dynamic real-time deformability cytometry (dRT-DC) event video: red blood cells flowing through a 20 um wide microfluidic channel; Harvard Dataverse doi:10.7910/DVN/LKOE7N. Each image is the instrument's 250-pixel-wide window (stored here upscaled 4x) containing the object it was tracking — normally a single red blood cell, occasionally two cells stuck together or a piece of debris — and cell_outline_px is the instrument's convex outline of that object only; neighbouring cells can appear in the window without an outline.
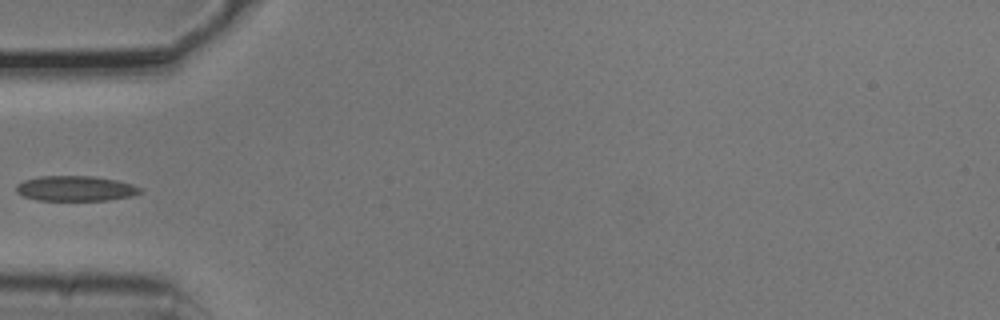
{"species": "common noctule bat (a hibernating species)", "species_latin": "Nyctalus noctula", "temperature_condition": "cold", "stored_images_in_passage": 4, "camera_frame_rate_fps": 3000, "um_per_image_px": 0.085, "animal": {"sex": "male", "body_mass_g": 20.5, "forearm_length_mm": 52.5}, "frame": {"image": 1, "passage_image": 4, "time_ms": 1.0, "image_size_px": [1000, 320], "cell_outline_px": [[144, 192], [132, 196], [108, 200], [36, 200], [24, 196], [16, 192], [16, 184], [24, 180], [40, 176], [92, 176], [116, 180], [132, 184], [140, 188]], "centroid_in_image_um": [6.42, 16.02], "position_along_channel_um": 78.6, "area_um2": 18.21}}